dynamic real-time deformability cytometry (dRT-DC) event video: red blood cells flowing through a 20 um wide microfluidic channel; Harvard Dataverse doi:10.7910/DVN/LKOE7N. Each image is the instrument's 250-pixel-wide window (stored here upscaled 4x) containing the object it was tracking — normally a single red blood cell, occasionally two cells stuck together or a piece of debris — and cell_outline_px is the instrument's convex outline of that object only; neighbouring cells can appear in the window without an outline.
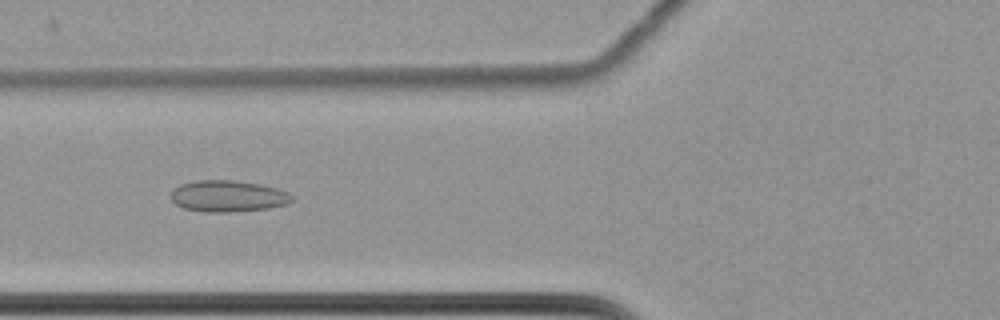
{"species": "common noctule bat (a hibernating species)", "species_latin": "Nyctalus noctula", "temperature_condition": "cold", "stored_images_in_passage": 59, "camera_frame_rate_fps": 3000, "um_per_image_px": 0.085, "animal": {"sex": "female", "body_mass_g": 22.7, "forearm_length_mm": 54.2}, "frame": {"image": 1, "passage_image": 23, "time_ms": 7.333, "image_size_px": [1000, 320], "cell_outline_px": [[292, 200], [288, 204], [268, 208], [228, 212], [204, 212], [184, 208], [176, 204], [172, 200], [172, 192], [180, 184], [196, 180], [236, 180], [260, 184], [276, 188], [288, 192], [292, 196]], "centroid_in_image_um": [19.39, 16.66], "position_along_channel_um": 106.4, "area_um2": 22.08}}
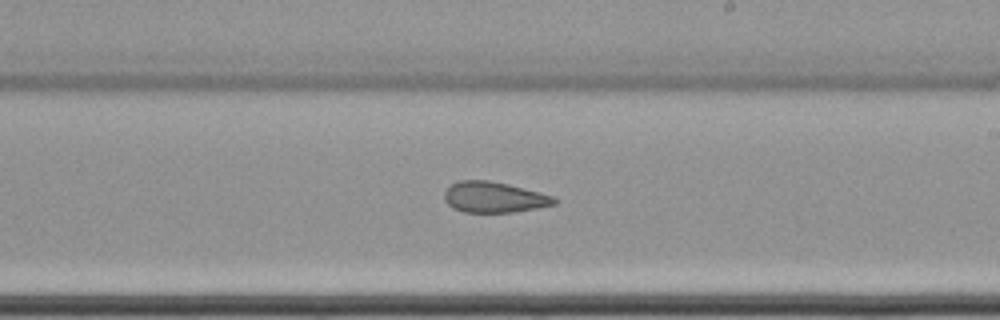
{"frame": {"image": 2, "passage_image": 35, "time_ms": 11.333, "image_size_px": [1000, 320], "cell_outline_px": [[560, 200], [556, 204], [536, 208], [512, 212], [464, 212], [452, 208], [444, 200], [444, 192], [452, 184], [460, 180], [488, 180], [508, 184], [540, 192], [552, 196]], "centroid_in_image_um": [42.0, 16.76], "position_along_channel_um": 247.0, "area_um2": 19.71}}
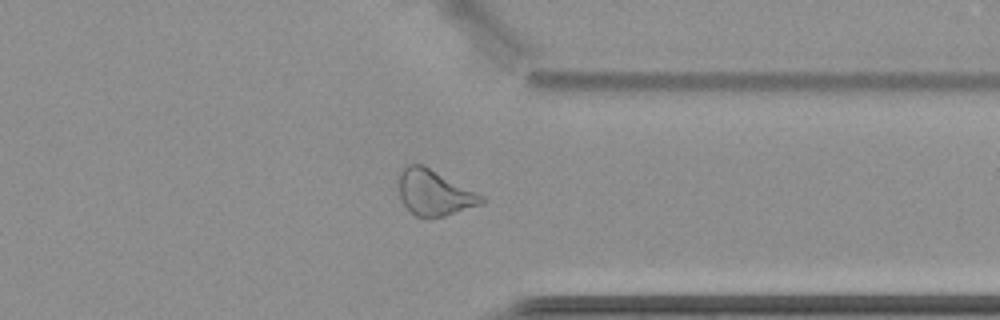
{"frame": {"image": 3, "passage_image": 46, "time_ms": 15.0, "image_size_px": [1000, 320], "cell_outline_px": [[484, 200], [480, 204], [444, 216], [416, 216], [404, 204], [400, 196], [400, 168], [408, 164], [424, 164], [484, 196]], "centroid_in_image_um": [36.91, 16.34], "position_along_channel_um": 374.5, "area_um2": 21.56}, "authors_computed_cell_mechanics": {"area_um2": 24.0448, "velocity_mm_per_s": 3.5127, "shape_relaxation_time_tau1_ms": null, "shape_relaxation_time_tau2_ms": 2.6004, "deformation_change_tau1": null, "deformation_change_tau2": 0.0995}}